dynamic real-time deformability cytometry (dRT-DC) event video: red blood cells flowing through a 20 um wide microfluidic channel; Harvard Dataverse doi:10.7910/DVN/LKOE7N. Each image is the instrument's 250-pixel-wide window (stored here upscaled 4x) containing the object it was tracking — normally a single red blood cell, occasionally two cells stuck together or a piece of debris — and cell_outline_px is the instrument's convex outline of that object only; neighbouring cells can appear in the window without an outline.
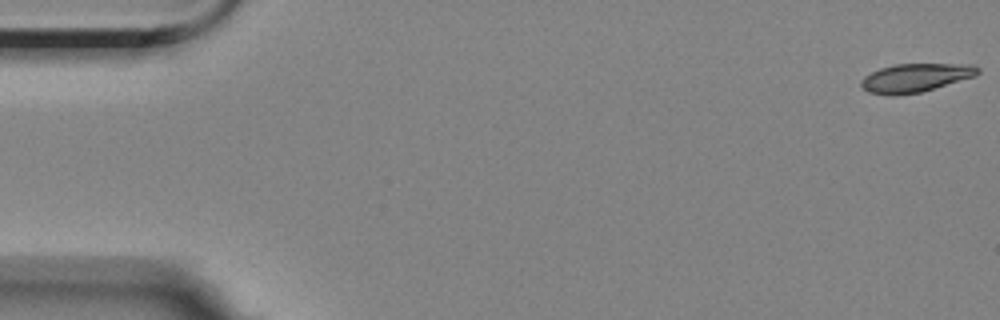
{"species": "Egyptian fruit bat (a non-hibernating species)", "species_latin": "Rousettus aegyptiacus", "temperature_condition": "room temperature", "stored_images_in_passage": 57, "camera_frame_rate_fps": 3000, "um_per_image_px": 0.085, "animal": {"sex": "female"}, "frame": {"image": 1, "passage_image": 1, "time_ms": 0.0, "image_size_px": [1000, 320], "cell_outline_px": [[980, 72], [976, 76], [920, 92], [868, 92], [860, 84], [860, 80], [864, 76], [880, 68], [896, 64], [972, 64], [980, 68]], "centroid_in_image_um": [77.89, 6.55], "position_along_channel_um": 7.1, "area_um2": 18.61}}
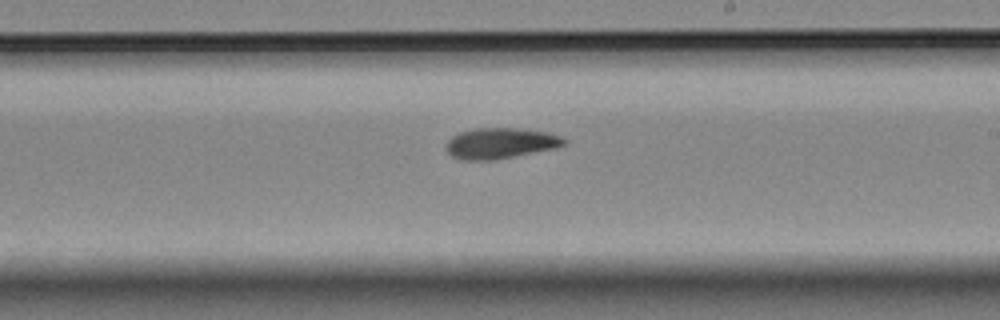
{"frame": {"image": 2, "passage_image": 33, "time_ms": 10.667, "image_size_px": [1000, 320], "cell_outline_px": [[568, 144], [556, 148], [496, 160], [460, 160], [452, 156], [444, 148], [444, 144], [452, 136], [460, 132], [476, 128], [516, 128], [548, 132], [560, 136], [568, 140]], "centroid_in_image_um": [42.54, 12.18], "position_along_channel_um": 246.5, "area_um2": 21.44}}
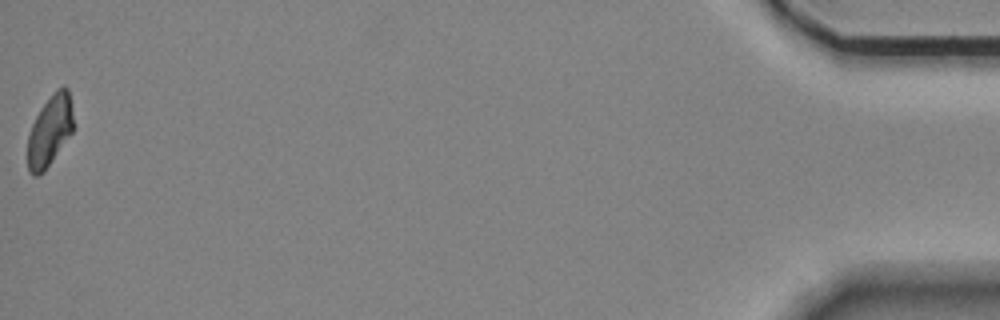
{"frame": {"image": 3, "passage_image": 57, "time_ms": 18.667, "image_size_px": [1000, 320], "cell_outline_px": [[72, 132], [44, 172], [36, 176], [32, 176], [28, 172], [28, 136], [32, 124], [40, 108], [52, 92], [56, 88], [64, 84], [68, 88], [72, 108]], "centroid_in_image_um": [4.22, 11.09], "position_along_channel_um": 431.0, "area_um2": 18.9}, "authors_computed_cell_mechanics": {"area_um2": 20.1722, "velocity_mm_per_s": 3.5064, "shape_relaxation_time_tau1_ms": null, "shape_relaxation_time_tau2_ms": 5.9363, "deformation_change_tau1": null, "deformation_change_tau2": 0.1165}}